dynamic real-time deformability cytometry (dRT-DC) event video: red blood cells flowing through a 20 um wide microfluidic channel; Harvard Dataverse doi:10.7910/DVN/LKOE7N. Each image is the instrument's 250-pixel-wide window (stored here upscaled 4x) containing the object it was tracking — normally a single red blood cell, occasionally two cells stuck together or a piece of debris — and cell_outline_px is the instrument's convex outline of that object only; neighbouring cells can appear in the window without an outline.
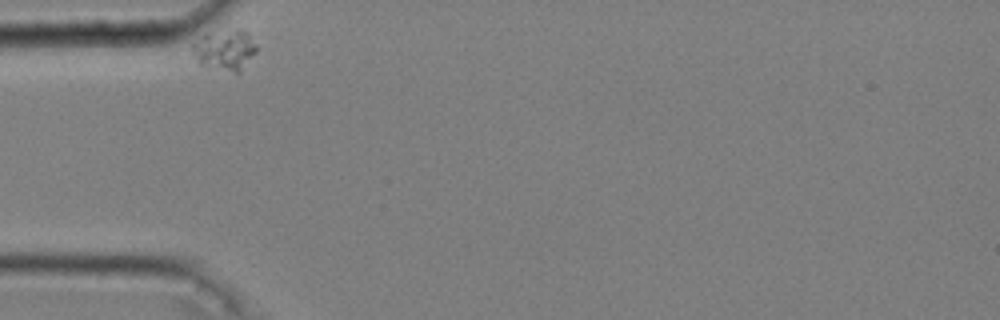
{"species": "common noctule bat (a hibernating species)", "species_latin": "Nyctalus noctula", "temperature_condition": "cold", "stored_images_in_passage": 5, "camera_frame_rate_fps": 3000, "um_per_image_px": 0.085, "animal": {"sex": "male", "body_mass_g": 20.4}, "frame": {"image": 1, "passage_image": 1, "time_ms": 0.0, "image_size_px": [1000, 320], "cell_outline_px": [[256, 52], [240, 72], [236, 72], [200, 64], [196, 60], [192, 52], [192, 44], [204, 36], [212, 32], [240, 28], [248, 32], [252, 36], [256, 44]], "centroid_in_image_um": [19.15, 4.21], "position_along_channel_um": 65.8, "area_um2": 14.97}}
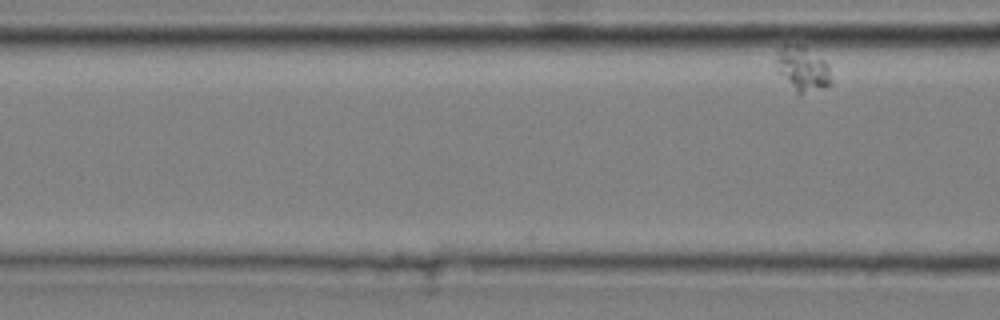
{"frame": {"image": 2, "passage_image": 5, "time_ms": 1.333, "image_size_px": [1000, 320], "cell_outline_px": [[832, 84], [824, 88], [800, 96], [776, 72], [776, 52], [784, 44], [800, 44], [824, 60], [828, 64]], "centroid_in_image_um": [68.19, 5.87], "position_along_channel_um": 98.4, "area_um2": 14.68}}